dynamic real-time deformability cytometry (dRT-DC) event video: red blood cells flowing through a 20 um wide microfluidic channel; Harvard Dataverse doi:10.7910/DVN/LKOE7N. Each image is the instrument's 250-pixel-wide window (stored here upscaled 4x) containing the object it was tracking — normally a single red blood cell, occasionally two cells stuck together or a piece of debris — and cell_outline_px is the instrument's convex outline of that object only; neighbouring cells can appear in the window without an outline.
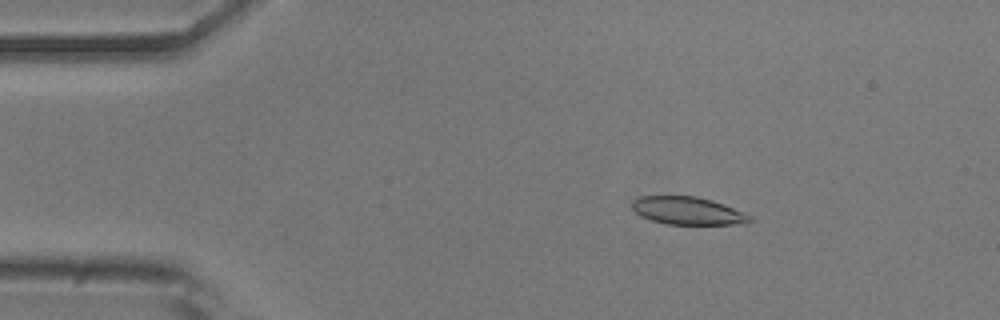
{"species": "common noctule bat (a hibernating species)", "species_latin": "Nyctalus noctula", "temperature_condition": "room temperature", "stored_images_in_passage": 51, "camera_frame_rate_fps": 3000, "um_per_image_px": 0.085, "animal": {"sex": "male", "body_mass_g": 20.5, "forearm_length_mm": 52.5}, "frame": {"image": 1, "passage_image": 8, "time_ms": 2.333, "image_size_px": [1000, 320], "cell_outline_px": [[752, 220], [744, 224], [668, 224], [652, 220], [640, 216], [632, 208], [632, 200], [640, 196], [696, 196], [712, 200], [724, 204], [744, 212], [752, 216]], "centroid_in_image_um": [58.47, 17.91], "position_along_channel_um": 26.5, "area_um2": 19.07}}
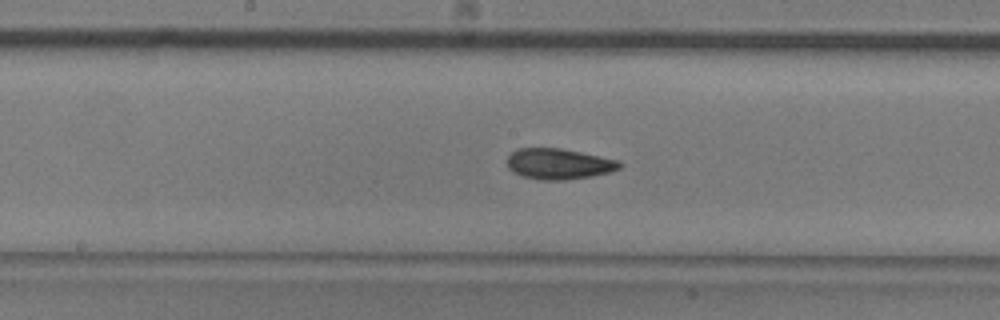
{"frame": {"image": 2, "passage_image": 26, "time_ms": 8.333, "image_size_px": [1000, 320], "cell_outline_px": [[624, 164], [620, 168], [612, 172], [592, 176], [564, 180], [540, 180], [520, 176], [512, 172], [508, 168], [508, 156], [516, 148], [560, 148], [620, 160]], "centroid_in_image_um": [47.51, 13.94], "position_along_channel_um": 200.7, "area_um2": 20.4}}
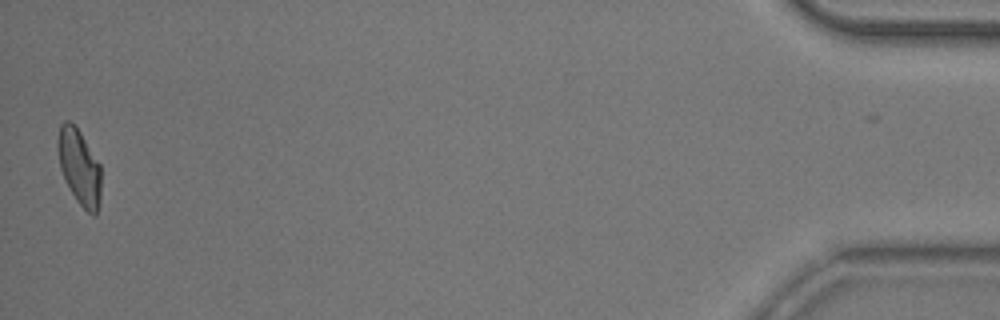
{"frame": {"image": 3, "passage_image": 51, "time_ms": 16.667, "image_size_px": [1000, 320], "cell_outline_px": [[100, 200], [96, 216], [92, 216], [76, 200], [60, 168], [56, 148], [56, 140], [60, 124], [64, 120], [68, 120], [80, 132], [100, 164]], "centroid_in_image_um": [6.72, 14.18], "position_along_channel_um": 428.5, "area_um2": 19.02}, "authors_computed_cell_mechanics": {"area_um2": 19.652, "velocity_mm_per_s": 3.869, "shape_relaxation_time_tau1_ms": 4.457, "shape_relaxation_time_tau2_ms": 1.8682, "deformation_change_tau1": 0.1286, "deformation_change_tau2": 0.0748}}